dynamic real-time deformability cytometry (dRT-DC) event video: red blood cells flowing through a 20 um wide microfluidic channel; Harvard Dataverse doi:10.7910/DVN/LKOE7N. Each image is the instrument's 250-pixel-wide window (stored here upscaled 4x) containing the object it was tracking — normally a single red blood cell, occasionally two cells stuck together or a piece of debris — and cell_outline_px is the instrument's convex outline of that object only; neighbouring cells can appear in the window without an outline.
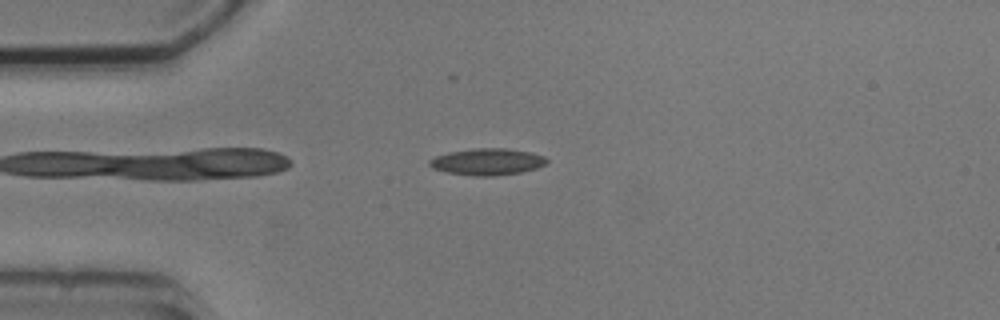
{"species": "common noctule bat (a hibernating species)", "species_latin": "Nyctalus noctula", "temperature_condition": "cold", "stored_images_in_passage": 6, "camera_frame_rate_fps": 3000, "um_per_image_px": 0.085, "animal": {"sex": "male", "body_mass_g": 20.5, "forearm_length_mm": 52.5}, "frame": {"image": 1, "passage_image": 1, "time_ms": 0.0, "image_size_px": [1000, 320], "cell_outline_px": [[548, 164], [536, 168], [520, 172], [492, 176], [472, 176], [448, 172], [432, 168], [428, 164], [428, 160], [436, 156], [448, 152], [476, 148], [504, 148], [532, 152], [544, 156], [548, 160]], "centroid_in_image_um": [41.43, 13.74], "position_along_channel_um": 43.6, "area_um2": 18.26}}